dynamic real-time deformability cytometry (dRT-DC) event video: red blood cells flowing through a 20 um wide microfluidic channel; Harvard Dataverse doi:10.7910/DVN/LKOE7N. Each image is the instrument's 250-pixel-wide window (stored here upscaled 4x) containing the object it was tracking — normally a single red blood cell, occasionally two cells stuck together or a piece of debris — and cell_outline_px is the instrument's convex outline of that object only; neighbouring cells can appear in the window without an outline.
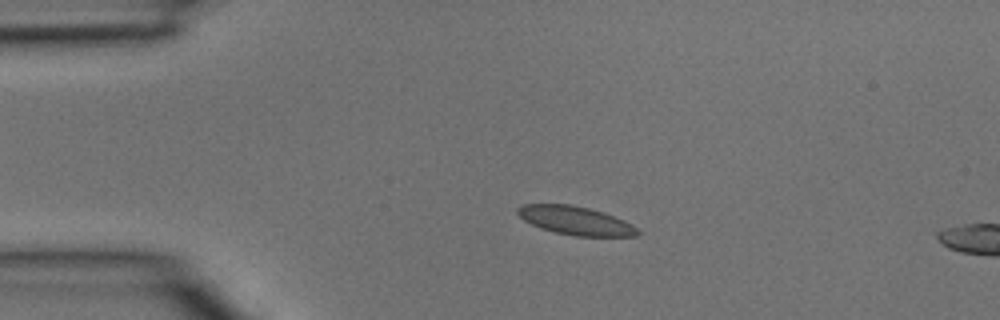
{"species": "common noctule bat (a hibernating species)", "species_latin": "Nyctalus noctula", "temperature_condition": "room temperature", "stored_images_in_passage": 11, "camera_frame_rate_fps": 3000, "um_per_image_px": 0.085, "animal": {"sex": "male", "body_mass_g": 15.6}, "frame": {"image": 1, "passage_image": 8, "time_ms": 2.333, "image_size_px": [1000, 320], "cell_outline_px": [[640, 232], [636, 236], [576, 236], [556, 232], [540, 228], [524, 220], [516, 212], [516, 208], [524, 204], [572, 204], [604, 212], [624, 220], [632, 224]], "centroid_in_image_um": [48.92, 18.74], "position_along_channel_um": 36.1, "area_um2": 19.88}}